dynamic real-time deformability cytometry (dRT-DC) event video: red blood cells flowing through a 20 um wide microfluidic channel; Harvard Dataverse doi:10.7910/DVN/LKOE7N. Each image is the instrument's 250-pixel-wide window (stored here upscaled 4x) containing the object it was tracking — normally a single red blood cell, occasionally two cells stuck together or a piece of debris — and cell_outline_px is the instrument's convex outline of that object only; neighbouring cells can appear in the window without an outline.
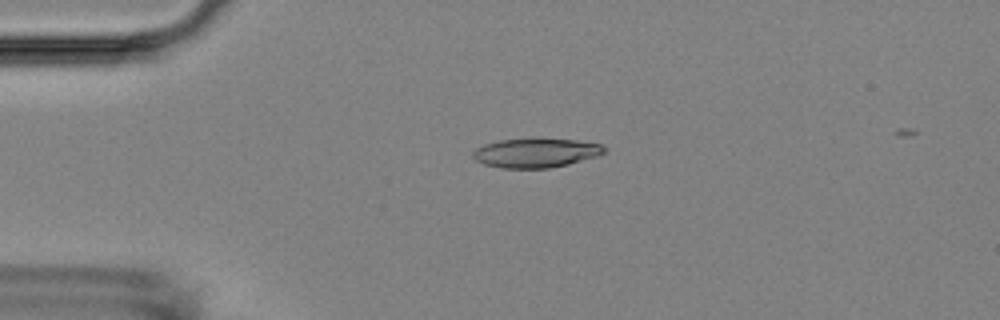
{"species": "Egyptian fruit bat (a non-hibernating species)", "species_latin": "Rousettus aegyptiacus", "temperature_condition": "room temperature", "stored_images_in_passage": 56, "camera_frame_rate_fps": 3000, "um_per_image_px": 0.085, "animal": {"sex": "female"}, "frame": {"image": 1, "passage_image": 13, "time_ms": 4.0, "image_size_px": [1000, 320], "cell_outline_px": [[608, 152], [600, 156], [568, 164], [548, 168], [500, 168], [484, 164], [476, 160], [472, 156], [472, 152], [476, 148], [484, 144], [500, 140], [536, 136], [576, 140], [600, 144]], "centroid_in_image_um": [45.56, 12.96], "position_along_channel_um": 39.4, "area_um2": 23.12}}
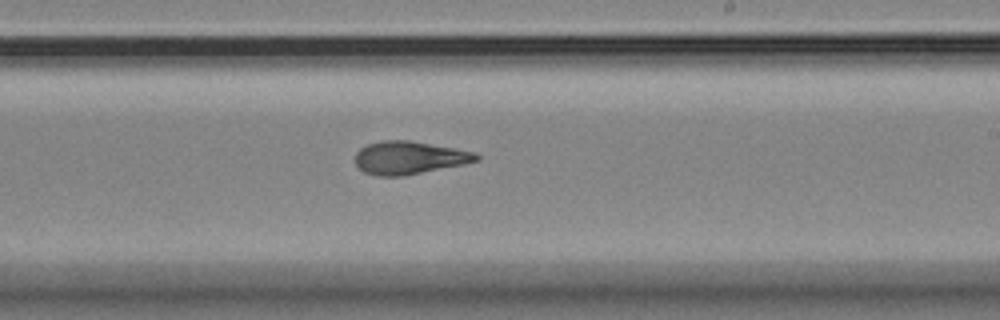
{"frame": {"image": 2, "passage_image": 33, "time_ms": 10.667, "image_size_px": [1000, 320], "cell_outline_px": [[480, 160], [464, 164], [404, 176], [376, 176], [364, 172], [356, 164], [356, 152], [360, 148], [368, 144], [380, 140], [408, 140], [476, 152], [480, 156]], "centroid_in_image_um": [34.78, 13.41], "position_along_channel_um": 254.2, "area_um2": 23.24}}
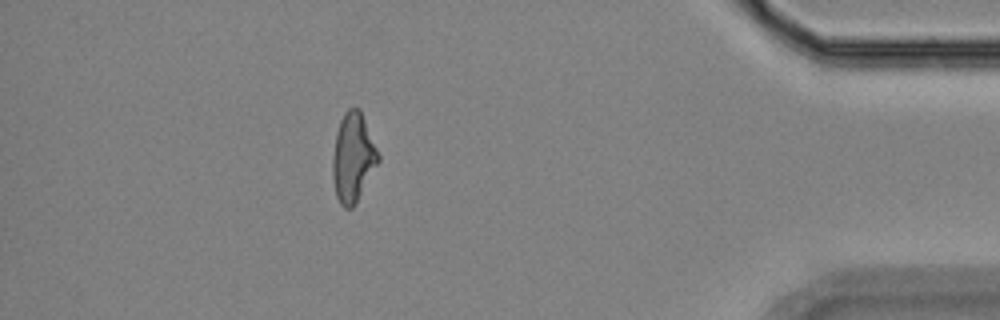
{"frame": {"image": 3, "passage_image": 49, "time_ms": 16.0, "image_size_px": [1000, 320], "cell_outline_px": [[380, 160], [352, 208], [344, 208], [340, 204], [336, 196], [332, 176], [332, 160], [336, 132], [340, 120], [344, 112], [348, 108], [360, 108], [380, 156]], "centroid_in_image_um": [29.99, 13.37], "position_along_channel_um": 405.2, "area_um2": 23.52}, "authors_computed_cell_mechanics": {"area_um2": 23.2645, "velocity_mm_per_s": 3.6371, "shape_relaxation_time_tau1_ms": 6.7037, "shape_relaxation_time_tau2_ms": 3.1415, "deformation_change_tau1": 0.184, "deformation_change_tau2": 0.1127}}